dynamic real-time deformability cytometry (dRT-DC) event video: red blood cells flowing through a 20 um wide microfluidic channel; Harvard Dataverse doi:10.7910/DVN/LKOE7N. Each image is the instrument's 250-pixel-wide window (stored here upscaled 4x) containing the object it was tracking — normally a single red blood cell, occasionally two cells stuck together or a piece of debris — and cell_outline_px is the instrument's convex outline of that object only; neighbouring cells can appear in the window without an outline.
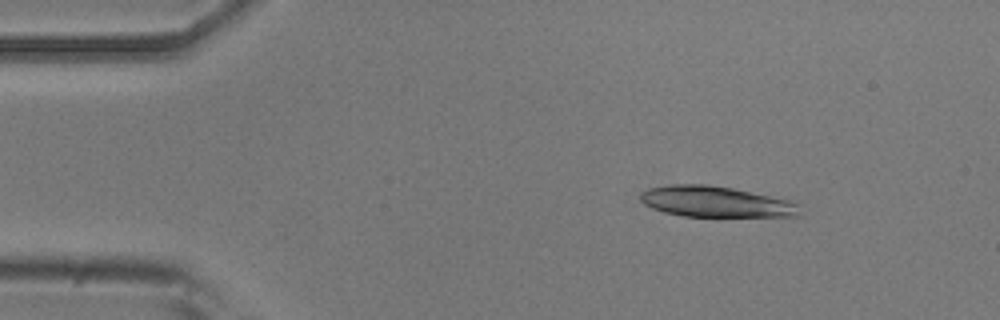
{"species": "common noctule bat (a hibernating species)", "species_latin": "Nyctalus noctula", "temperature_condition": "room temperature", "stored_images_in_passage": 51, "camera_frame_rate_fps": 3000, "um_per_image_px": 0.085, "animal": {"sex": "male", "body_mass_g": 20.5, "forearm_length_mm": 52.5}, "frame": {"image": 1, "passage_image": 7, "time_ms": 2.0, "image_size_px": [1000, 320], "cell_outline_px": [[800, 216], [684, 216], [664, 212], [652, 208], [644, 204], [640, 200], [640, 192], [648, 188], [672, 184], [708, 184], [732, 188], [788, 200], [796, 204]], "centroid_in_image_um": [60.75, 17.14], "position_along_channel_um": 24.3, "area_um2": 28.32}}